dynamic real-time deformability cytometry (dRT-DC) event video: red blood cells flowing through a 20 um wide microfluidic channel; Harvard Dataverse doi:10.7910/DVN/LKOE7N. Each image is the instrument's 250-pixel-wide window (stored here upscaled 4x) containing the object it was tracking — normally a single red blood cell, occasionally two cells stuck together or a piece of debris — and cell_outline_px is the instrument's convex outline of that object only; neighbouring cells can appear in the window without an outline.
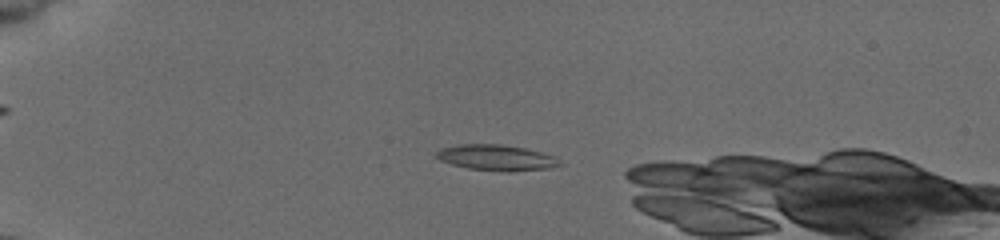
{"species": "common noctule bat (a hibernating species)", "species_latin": "Nyctalus noctula", "temperature_condition": "cold", "stored_images_in_passage": 40, "camera_frame_rate_fps": 3000, "um_per_image_px": 0.085, "animal": {"sex": "female", "body_mass_g": 19.5, "forearm_length_mm": 54.1}, "frame": {"image": 1, "passage_image": 5, "time_ms": 1.333, "image_size_px": [1000, 240], "cell_outline_px": [[560, 164], [544, 168], [508, 172], [468, 168], [452, 164], [440, 160], [436, 156], [436, 152], [444, 148], [460, 144], [500, 144], [524, 148], [540, 152], [552, 156]], "centroid_in_image_um": [42.12, 13.39], "position_along_channel_um": 42.9, "area_um2": 17.92}}
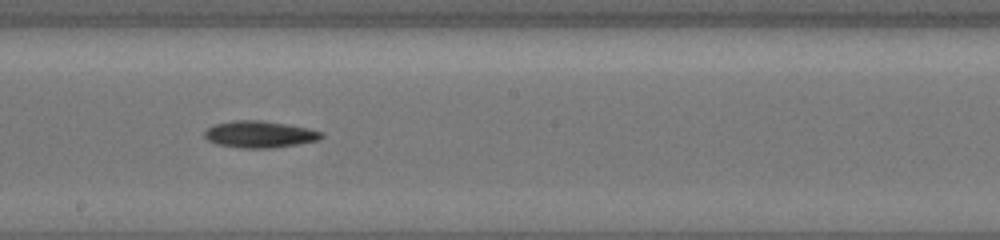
{"frame": {"image": 2, "passage_image": 23, "time_ms": 7.333, "image_size_px": [1000, 240], "cell_outline_px": [[324, 136], [320, 140], [272, 148], [240, 148], [216, 144], [208, 140], [204, 136], [204, 132], [208, 128], [216, 124], [232, 120], [264, 120], [288, 124], [320, 132]], "centroid_in_image_um": [22.03, 11.41], "position_along_channel_um": 226.2, "area_um2": 18.15}}
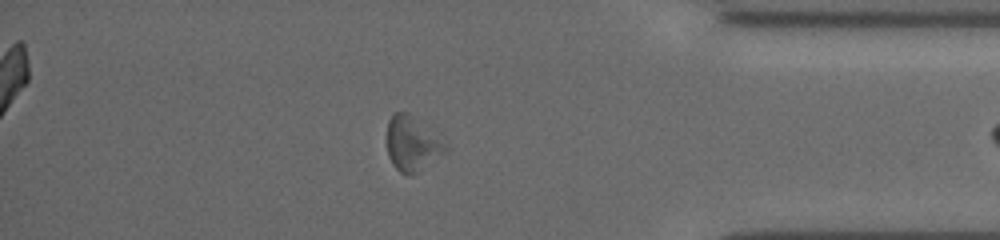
{"frame": {"image": 3, "passage_image": 38, "time_ms": 12.333, "image_size_px": [1000, 240], "cell_outline_px": [[448, 148], [416, 172], [408, 176], [400, 172], [392, 164], [388, 156], [388, 120], [396, 112], [408, 112]], "centroid_in_image_um": [34.94, 12.22], "position_along_channel_um": 400.3, "area_um2": 17.46}}